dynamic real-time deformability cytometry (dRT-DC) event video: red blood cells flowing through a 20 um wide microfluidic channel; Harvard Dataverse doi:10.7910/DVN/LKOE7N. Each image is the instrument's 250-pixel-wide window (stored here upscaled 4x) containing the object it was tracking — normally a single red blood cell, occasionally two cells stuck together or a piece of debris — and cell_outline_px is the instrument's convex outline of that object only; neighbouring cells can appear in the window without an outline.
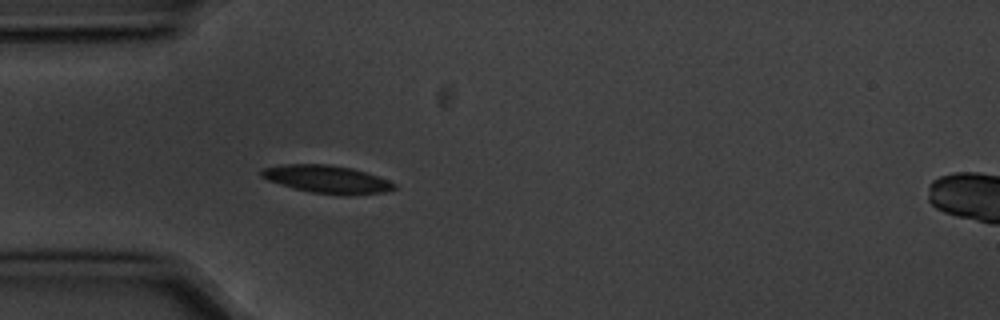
{"species": "common noctule bat (a hibernating species)", "species_latin": "Nyctalus noctula", "temperature_condition": "cold", "stored_images_in_passage": 5, "camera_frame_rate_fps": 3000, "um_per_image_px": 0.085, "animal": {"sex": "male", "body_mass_g": 20.1, "forearm_length_mm": 53.5}, "frame": {"image": 1, "passage_image": 5, "time_ms": 1.333, "image_size_px": [1000, 320], "cell_outline_px": [[396, 188], [388, 192], [312, 192], [280, 184], [268, 180], [260, 176], [260, 172], [264, 168], [284, 164], [328, 164], [352, 168], [388, 180], [396, 184]], "centroid_in_image_um": [27.73, 15.18], "position_along_channel_um": 57.3, "area_um2": 20.35}}